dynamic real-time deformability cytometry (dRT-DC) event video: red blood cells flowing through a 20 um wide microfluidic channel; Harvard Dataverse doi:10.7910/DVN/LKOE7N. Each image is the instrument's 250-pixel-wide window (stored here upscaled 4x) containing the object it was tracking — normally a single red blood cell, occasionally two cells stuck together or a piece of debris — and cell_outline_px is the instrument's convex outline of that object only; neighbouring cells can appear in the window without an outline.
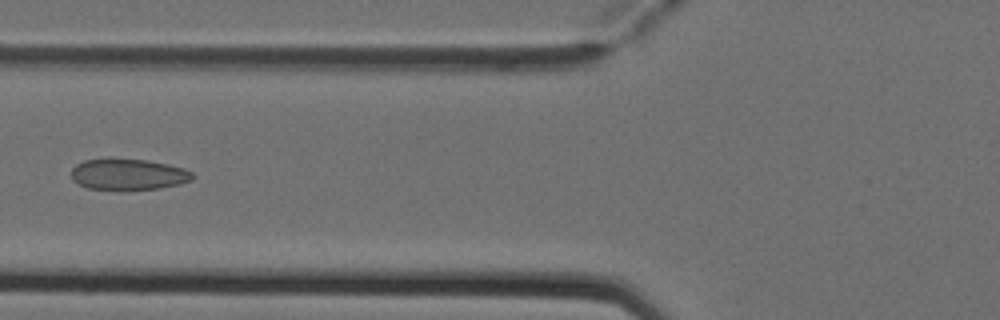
{"species": "Egyptian fruit bat (a non-hibernating species)", "species_latin": "Rousettus aegyptiacus", "temperature_condition": "cold", "stored_images_in_passage": 5, "camera_frame_rate_fps": 3000, "um_per_image_px": 0.085, "animal": {"sex": "female"}, "frame": {"image": 1, "passage_image": 5, "time_ms": 1.333, "image_size_px": [1000, 320], "cell_outline_px": [[196, 176], [192, 180], [180, 184], [160, 188], [120, 192], [88, 188], [72, 180], [72, 168], [76, 164], [84, 160], [108, 156], [148, 160], [168, 164], [184, 168], [192, 172]], "centroid_in_image_um": [10.89, 14.82], "position_along_channel_um": 114.9, "area_um2": 23.24}}